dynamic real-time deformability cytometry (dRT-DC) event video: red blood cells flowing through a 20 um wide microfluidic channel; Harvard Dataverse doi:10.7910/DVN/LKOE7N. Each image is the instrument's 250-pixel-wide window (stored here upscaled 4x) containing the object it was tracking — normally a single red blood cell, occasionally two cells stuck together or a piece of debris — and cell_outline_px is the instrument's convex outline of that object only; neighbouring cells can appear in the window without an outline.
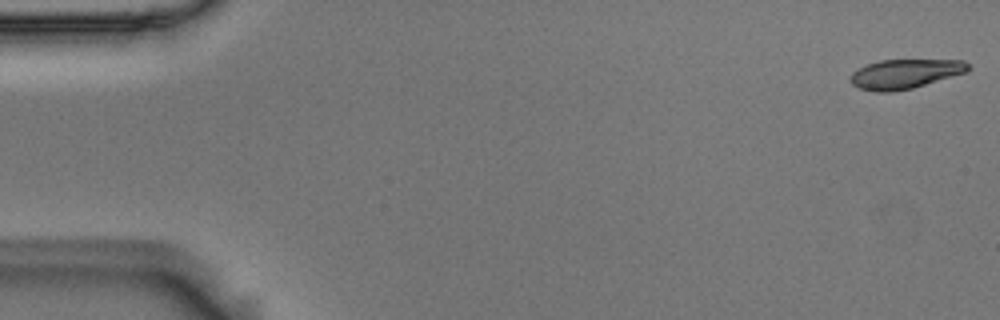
{"species": "Egyptian fruit bat (a non-hibernating species)", "species_latin": "Rousettus aegyptiacus", "temperature_condition": "room temperature", "stored_images_in_passage": 55, "camera_frame_rate_fps": 3000, "um_per_image_px": 0.085, "animal": {"sex": "male"}, "frame": {"image": 1, "passage_image": 1, "time_ms": 0.0, "image_size_px": [1000, 320], "cell_outline_px": [[972, 68], [968, 72], [912, 88], [892, 92], [876, 92], [860, 88], [852, 84], [848, 80], [848, 76], [852, 72], [868, 64], [880, 60], [964, 60]], "centroid_in_image_um": [76.92, 6.28], "position_along_channel_um": 8.1, "area_um2": 20.29}}
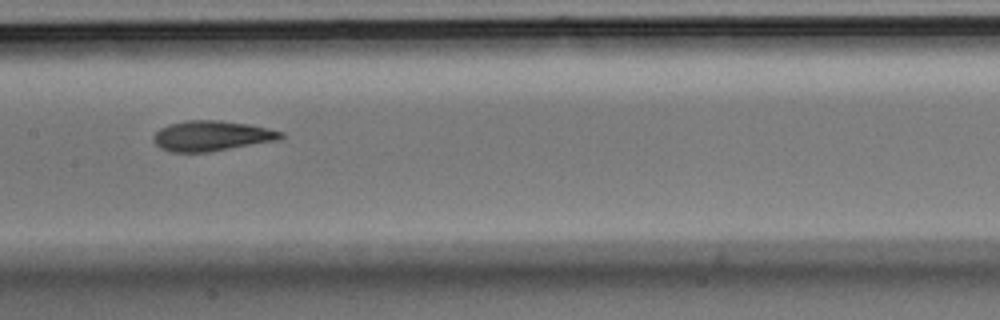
{"frame": {"image": 2, "passage_image": 27, "time_ms": 8.667, "image_size_px": [1000, 320], "cell_outline_px": [[284, 136], [280, 140], [208, 152], [172, 152], [160, 148], [152, 140], [152, 136], [160, 128], [168, 124], [184, 120], [220, 120], [248, 124], [268, 128], [284, 132]], "centroid_in_image_um": [17.98, 11.54], "position_along_channel_um": 189.4, "area_um2": 22.66}}
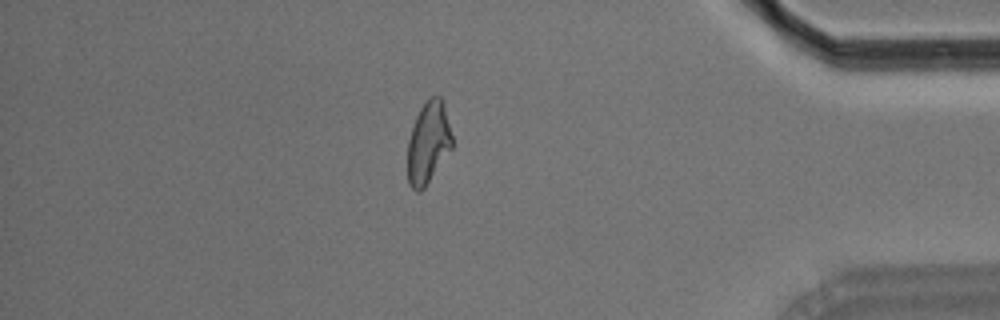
{"frame": {"image": 3, "passage_image": 47, "time_ms": 15.333, "image_size_px": [1000, 320], "cell_outline_px": [[452, 148], [424, 188], [420, 192], [416, 192], [408, 184], [408, 140], [416, 116], [420, 108], [428, 96], [440, 96], [444, 100], [452, 136]], "centroid_in_image_um": [36.41, 12.1], "position_along_channel_um": 398.8, "area_um2": 21.39}, "authors_computed_cell_mechanics": {"area_um2": 21.964, "velocity_mm_per_s": 3.6701, "shape_relaxation_time_tau1_ms": 9.1478, "shape_relaxation_time_tau2_ms": 2.9137, "deformation_change_tau1": 0.2435, "deformation_change_tau2": 0.0981}}